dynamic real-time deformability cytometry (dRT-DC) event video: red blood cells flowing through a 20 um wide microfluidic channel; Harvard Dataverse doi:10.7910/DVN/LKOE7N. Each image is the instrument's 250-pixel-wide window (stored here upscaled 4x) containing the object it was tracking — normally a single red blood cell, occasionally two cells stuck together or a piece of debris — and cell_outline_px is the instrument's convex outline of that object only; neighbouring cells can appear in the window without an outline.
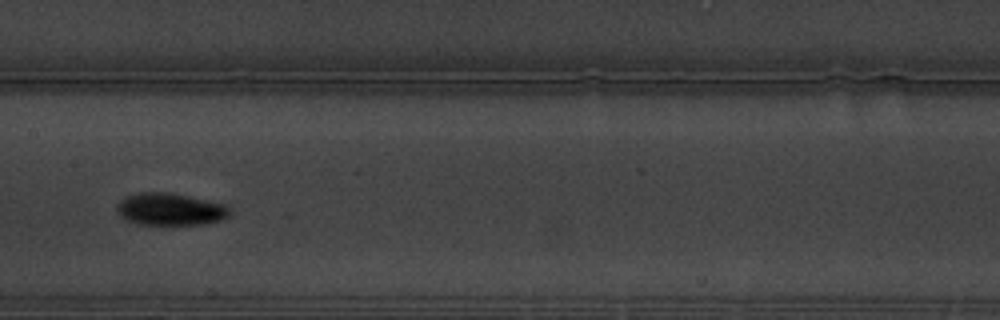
{"species": "common noctule bat (a hibernating species)", "species_latin": "Nyctalus noctula", "temperature_condition": "warm", "stored_images_in_passage": 42, "camera_frame_rate_fps": 3000, "um_per_image_px": 0.085, "animal": {"sex": "male", "body_mass_g": 19.5, "forearm_length_mm": 54.6}, "frame": {"image": 1, "passage_image": 19, "time_ms": 6.0, "image_size_px": [1000, 320], "cell_outline_px": [[232, 212], [228, 216], [220, 220], [200, 224], [136, 224], [124, 220], [116, 212], [116, 208], [120, 200], [128, 196], [140, 192], [168, 192], [228, 204], [232, 208]], "centroid_in_image_um": [14.48, 17.78], "position_along_channel_um": 192.9, "area_um2": 21.39}}
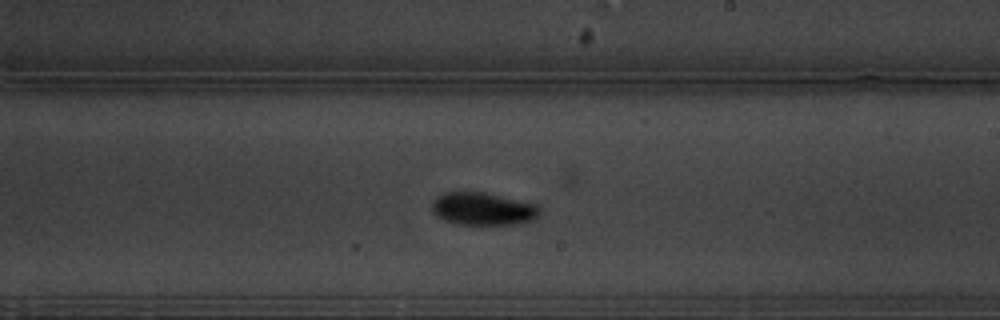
{"frame": {"image": 2, "passage_image": 24, "time_ms": 7.667, "image_size_px": [1000, 320], "cell_outline_px": [[540, 212], [536, 220], [516, 224], [456, 224], [444, 220], [436, 216], [432, 212], [432, 200], [436, 196], [444, 192], [484, 192], [540, 204]], "centroid_in_image_um": [41.07, 17.74], "position_along_channel_um": 247.9, "area_um2": 20.92}, "authors_computed_cell_mechanics": {"area_um2": 19.8832, "velocity_mm_per_s": 3.315, "shape_relaxation_time_tau1_ms": 3.538, "shape_relaxation_time_tau2_ms": 5.2824, "deformation_change_tau1": 0.1602, "deformation_change_tau2": 0.0446}}